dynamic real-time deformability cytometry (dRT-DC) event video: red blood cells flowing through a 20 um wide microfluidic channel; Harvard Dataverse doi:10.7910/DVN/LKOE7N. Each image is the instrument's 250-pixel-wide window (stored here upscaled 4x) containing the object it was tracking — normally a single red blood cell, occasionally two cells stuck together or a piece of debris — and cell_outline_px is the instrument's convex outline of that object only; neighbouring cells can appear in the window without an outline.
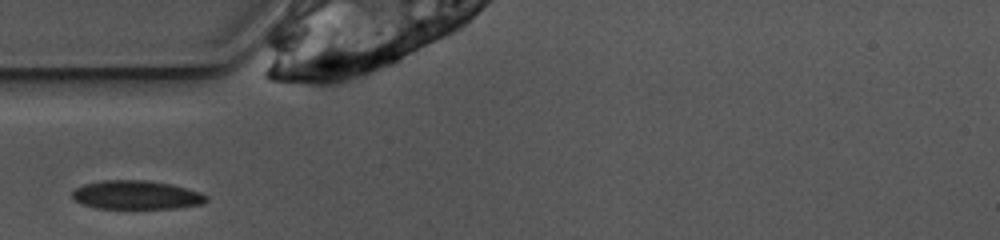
{"species": "common noctule bat (a hibernating species)", "species_latin": "Nyctalus noctula", "temperature_condition": "warm", "stored_images_in_passage": 23, "camera_frame_rate_fps": 3000, "um_per_image_px": 0.085, "animal": {"sex": "female", "body_mass_g": 10.0, "forearm_length_mm": 53.1}, "frame": {"image": 1, "passage_image": 1, "time_ms": 0.0, "image_size_px": [1000, 240], "cell_outline_px": [[208, 200], [204, 204], [176, 208], [96, 208], [80, 204], [72, 196], [72, 192], [76, 188], [84, 184], [104, 180], [148, 180], [172, 184], [200, 192], [208, 196]], "centroid_in_image_um": [11.62, 16.57], "position_along_channel_um": 73.4, "area_um2": 22.54}}
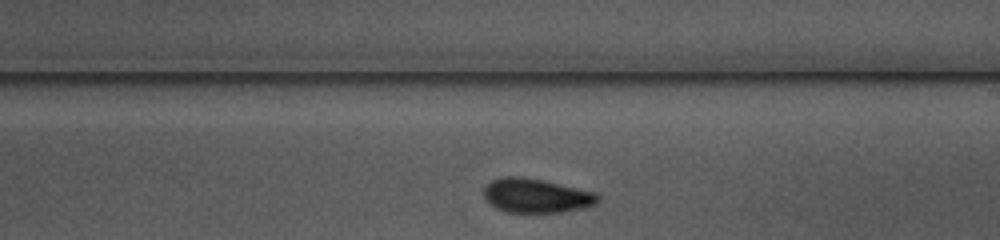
{"frame": {"image": 2, "passage_image": 14, "time_ms": 4.333, "image_size_px": [1000, 240], "cell_outline_px": [[600, 200], [596, 204], [588, 208], [564, 212], [508, 212], [496, 208], [484, 200], [484, 188], [492, 180], [504, 176], [520, 176], [544, 180], [596, 192], [600, 196]], "centroid_in_image_um": [45.62, 16.63], "position_along_channel_um": 243.4, "area_um2": 23.06}}
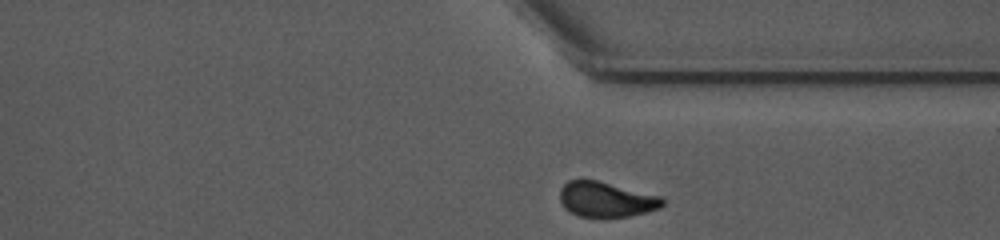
{"frame": {"image": 3, "passage_image": 23, "time_ms": 7.333, "image_size_px": [1000, 240], "cell_outline_px": [[664, 204], [660, 208], [628, 216], [580, 216], [564, 208], [560, 200], [560, 188], [568, 180], [580, 176], [660, 196], [664, 200]], "centroid_in_image_um": [51.46, 16.9], "position_along_channel_um": 359.9, "area_um2": 20.98}}